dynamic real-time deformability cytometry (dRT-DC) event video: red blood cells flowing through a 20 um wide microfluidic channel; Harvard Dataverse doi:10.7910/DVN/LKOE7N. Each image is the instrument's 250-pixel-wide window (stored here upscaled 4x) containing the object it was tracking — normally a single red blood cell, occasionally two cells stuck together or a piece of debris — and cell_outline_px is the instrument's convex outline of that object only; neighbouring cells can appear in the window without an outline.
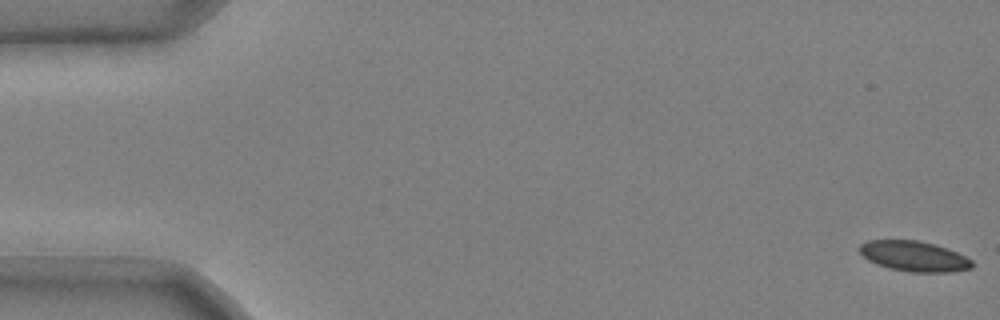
{"species": "common noctule bat (a hibernating species)", "species_latin": "Nyctalus noctula", "temperature_condition": "cold", "stored_images_in_passage": 52, "camera_frame_rate_fps": 3000, "um_per_image_px": 0.085, "animal": {"sex": "male", "body_mass_g": 20.4}, "frame": {"image": 1, "passage_image": 1, "time_ms": 0.0, "image_size_px": [1000, 320], "cell_outline_px": [[972, 268], [952, 272], [912, 272], [888, 268], [876, 264], [868, 260], [860, 252], [860, 244], [868, 240], [916, 240], [932, 244], [956, 252], [972, 260]], "centroid_in_image_um": [77.67, 21.79], "position_along_channel_um": 7.3, "area_um2": 19.65}}
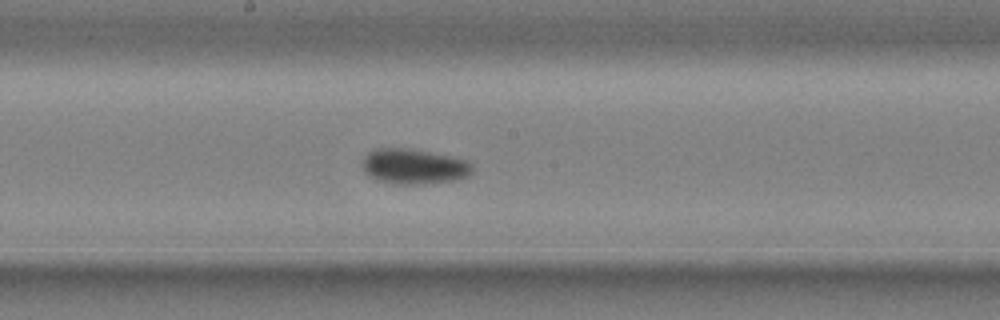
{"frame": {"image": 2, "passage_image": 29, "time_ms": 9.333, "image_size_px": [1000, 320], "cell_outline_px": [[472, 172], [468, 176], [456, 180], [416, 184], [392, 184], [368, 176], [364, 172], [364, 156], [372, 148], [408, 148], [468, 160], [472, 164]], "centroid_in_image_um": [35.17, 14.14], "position_along_channel_um": 213.0, "area_um2": 22.48}}
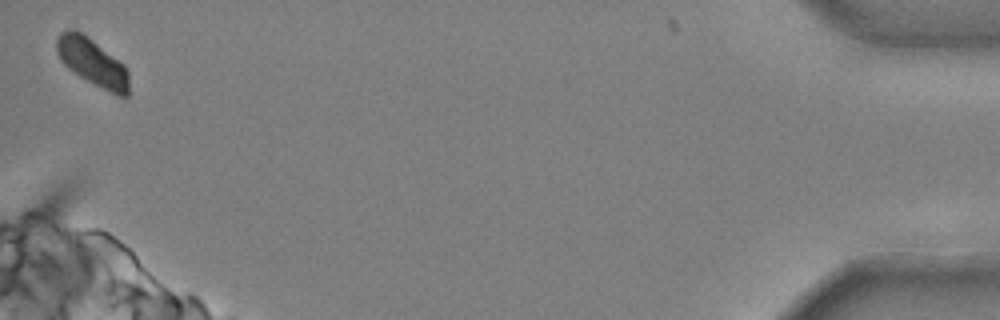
{"frame": {"image": 3, "passage_image": 52, "time_ms": 17.0, "image_size_px": [1000, 320], "cell_outline_px": [[128, 96], [120, 96], [80, 76], [68, 68], [60, 60], [56, 52], [56, 40], [60, 32], [68, 28], [72, 28], [88, 36], [124, 64], [128, 72]], "centroid_in_image_um": [7.82, 5.23], "position_along_channel_um": 427.4, "area_um2": 19.71}, "authors_computed_cell_mechanics": {"area_um2": 21.5016, "velocity_mm_per_s": 3.6941, "shape_relaxation_time_tau1_ms": 4.8942, "shape_relaxation_time_tau2_ms": 2.7523, "deformation_change_tau1": 0.1025, "deformation_change_tau2": 0.0427}}